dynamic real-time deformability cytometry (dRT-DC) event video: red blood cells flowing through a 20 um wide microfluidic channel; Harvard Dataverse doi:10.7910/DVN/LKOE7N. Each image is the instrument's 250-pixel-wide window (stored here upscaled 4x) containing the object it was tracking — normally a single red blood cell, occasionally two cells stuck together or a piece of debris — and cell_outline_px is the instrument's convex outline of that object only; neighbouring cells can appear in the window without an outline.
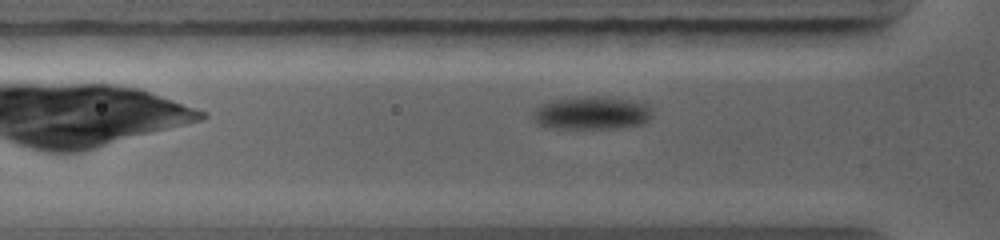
{"species": "common noctule bat (a hibernating species)", "species_latin": "Nyctalus noctula", "temperature_condition": "warm", "stored_images_in_passage": 40, "camera_frame_rate_fps": 5000, "um_per_image_px": 0.085, "animal": {"sex": "female", "body_mass_g": 19.0, "forearm_length_mm": 56.7}, "frame": {"image": 1, "passage_image": 4, "time_ms": 0.6, "image_size_px": [1000, 240], "cell_outline_px": [[652, 116], [648, 120], [640, 124], [616, 128], [548, 128], [536, 124], [532, 120], [532, 112], [536, 108], [552, 100], [584, 96], [596, 96], [628, 100], [644, 104], [652, 112]], "centroid_in_image_um": [50.21, 9.62], "position_along_channel_um": 75.6, "area_um2": 22.77}}
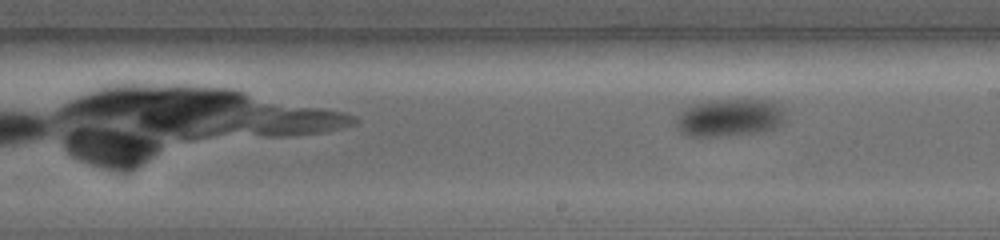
{"frame": {"image": 2, "passage_image": 19, "time_ms": 4.0, "image_size_px": [1000, 240], "cell_outline_px": [[784, 120], [776, 128], [764, 132], [732, 136], [688, 136], [680, 132], [676, 128], [676, 116], [680, 108], [692, 104], [708, 100], [768, 100], [780, 104], [784, 112]], "centroid_in_image_um": [61.97, 10.01], "position_along_channel_um": 227.0, "area_um2": 24.62}}
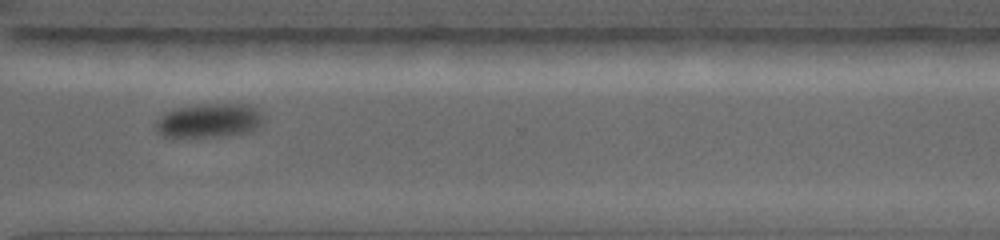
{"frame": {"image": 3, "passage_image": 31, "time_ms": 6.8, "image_size_px": [1000, 240], "cell_outline_px": [[264, 124], [260, 128], [252, 132], [228, 136], [164, 136], [156, 132], [156, 120], [164, 112], [176, 108], [200, 104], [248, 104], [260, 108], [264, 112]], "centroid_in_image_um": [17.89, 10.23], "position_along_channel_um": 352.7, "area_um2": 21.96}}